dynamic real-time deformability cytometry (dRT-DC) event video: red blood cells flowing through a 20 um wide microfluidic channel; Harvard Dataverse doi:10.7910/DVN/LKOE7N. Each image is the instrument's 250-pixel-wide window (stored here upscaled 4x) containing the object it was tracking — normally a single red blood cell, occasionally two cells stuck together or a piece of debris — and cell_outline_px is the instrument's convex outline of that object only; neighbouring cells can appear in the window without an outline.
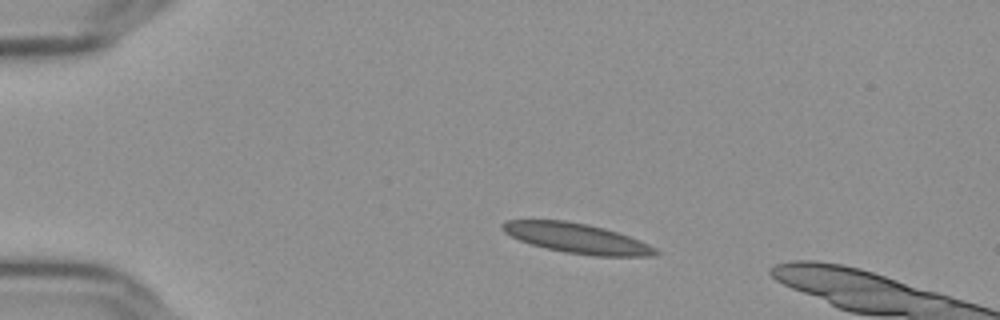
{"species": "Egyptian fruit bat (a non-hibernating species)", "species_latin": "Rousettus aegyptiacus", "temperature_condition": "cold", "stored_images_in_passage": 15, "camera_frame_rate_fps": 3000, "um_per_image_px": 0.085, "frame": {"image": 1, "passage_image": 9, "time_ms": 2.667, "image_size_px": [1000, 320], "cell_outline_px": [[660, 252], [652, 256], [596, 256], [564, 252], [544, 248], [520, 240], [504, 232], [500, 228], [500, 224], [504, 220], [564, 220], [604, 228], [628, 236], [648, 244], [656, 248]], "centroid_in_image_um": [49.0, 20.25], "position_along_channel_um": 36.0, "area_um2": 26.47}}